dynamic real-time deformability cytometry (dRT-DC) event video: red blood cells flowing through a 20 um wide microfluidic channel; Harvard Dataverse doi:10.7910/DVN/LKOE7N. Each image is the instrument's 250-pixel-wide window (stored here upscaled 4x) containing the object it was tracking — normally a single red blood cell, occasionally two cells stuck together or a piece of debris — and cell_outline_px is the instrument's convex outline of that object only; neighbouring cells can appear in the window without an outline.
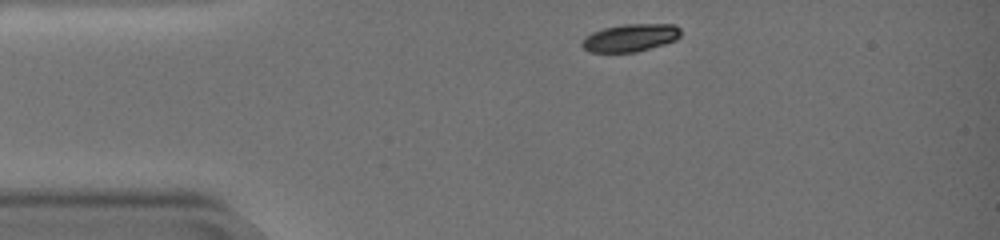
{"species": "common noctule bat (a hibernating species)", "species_latin": "Nyctalus noctula", "temperature_condition": "warm", "stored_images_in_passage": 44, "camera_frame_rate_fps": 3000, "um_per_image_px": 0.085, "animal": {"sex": "female", "body_mass_g": 19.0, "forearm_length_mm": 51.5}, "frame": {"image": 1, "passage_image": 1, "time_ms": 0.0, "image_size_px": [1000, 240], "cell_outline_px": [[680, 36], [676, 40], [664, 44], [636, 52], [592, 52], [584, 48], [580, 44], [592, 32], [604, 28], [624, 24], [672, 24], [680, 28]], "centroid_in_image_um": [53.61, 3.21], "position_along_channel_um": 31.4, "area_um2": 15.72}}
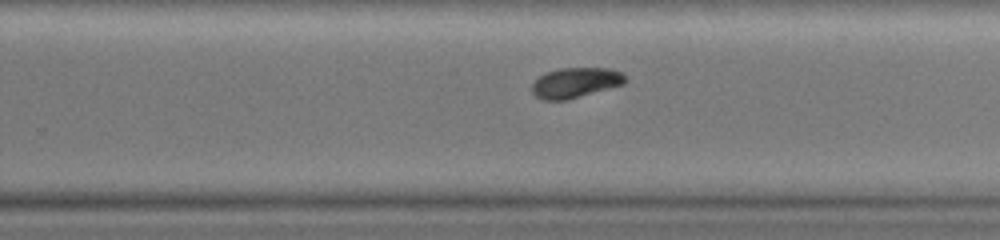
{"frame": {"image": 2, "passage_image": 28, "time_ms": 9.0, "image_size_px": [1000, 240], "cell_outline_px": [[624, 84], [568, 100], [544, 100], [536, 96], [532, 92], [532, 84], [540, 76], [548, 72], [560, 68], [608, 68], [624, 72]], "centroid_in_image_um": [48.92, 7.03], "position_along_channel_um": 280.9, "area_um2": 16.3}}
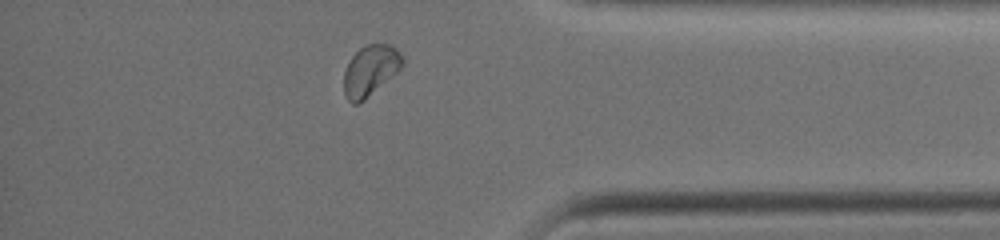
{"frame": {"image": 3, "passage_image": 40, "time_ms": 13.0, "image_size_px": [1000, 240], "cell_outline_px": [[404, 64], [396, 72], [364, 100], [356, 104], [352, 104], [348, 100], [344, 92], [344, 72], [352, 56], [360, 48], [368, 44], [388, 44], [396, 48], [404, 56]], "centroid_in_image_um": [31.49, 5.98], "position_along_channel_um": 403.7, "area_um2": 17.05}, "authors_computed_cell_mechanics": {"area_um2": 16.9354, "velocity_mm_per_s": 3.274, "shape_relaxation_time_tau1_ms": 3.1239, "shape_relaxation_time_tau2_ms": 4.1975, "deformation_change_tau1": 0.1212, "deformation_change_tau2": 0.0334}}